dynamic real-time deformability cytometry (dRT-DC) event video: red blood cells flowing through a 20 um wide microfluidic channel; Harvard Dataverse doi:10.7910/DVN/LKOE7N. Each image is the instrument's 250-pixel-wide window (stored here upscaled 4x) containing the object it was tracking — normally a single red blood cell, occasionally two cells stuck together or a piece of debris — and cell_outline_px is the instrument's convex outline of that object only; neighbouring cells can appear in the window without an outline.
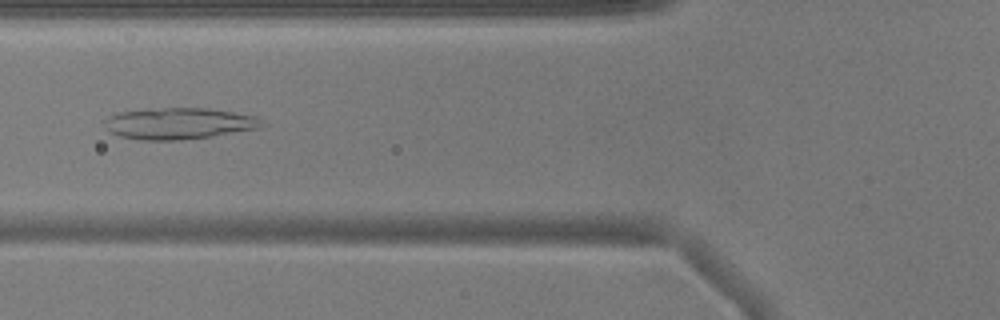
{"species": "common noctule bat (a hibernating species)", "species_latin": "Nyctalus noctula", "temperature_condition": "warm", "stored_images_in_passage": 38, "camera_frame_rate_fps": 3000, "um_per_image_px": 0.085, "animal": {"sex": "male", "body_mass_g": 17.9}, "frame": {"image": 1, "passage_image": 6, "time_ms": 1.667, "image_size_px": [1000, 320], "cell_outline_px": [[264, 124], [260, 128], [212, 136], [180, 140], [144, 140], [120, 136], [112, 132], [104, 124], [112, 116], [120, 112], [164, 108], [208, 108], [256, 116]], "centroid_in_image_um": [15.27, 10.5], "position_along_channel_um": 110.5, "area_um2": 28.21}}
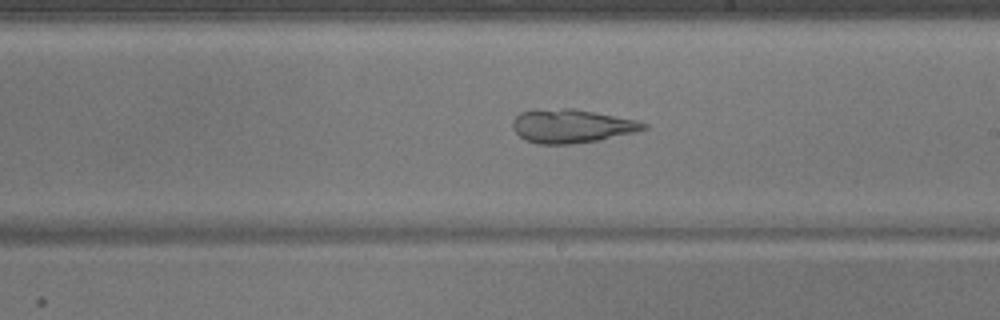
{"frame": {"image": 2, "passage_image": 16, "time_ms": 5.0, "image_size_px": [1000, 320], "cell_outline_px": [[648, 128], [636, 132], [600, 140], [572, 144], [540, 144], [528, 140], [520, 136], [512, 128], [512, 120], [520, 112], [536, 108], [572, 108], [636, 120], [648, 124]], "centroid_in_image_um": [48.57, 10.7], "position_along_channel_um": 240.4, "area_um2": 25.78}}
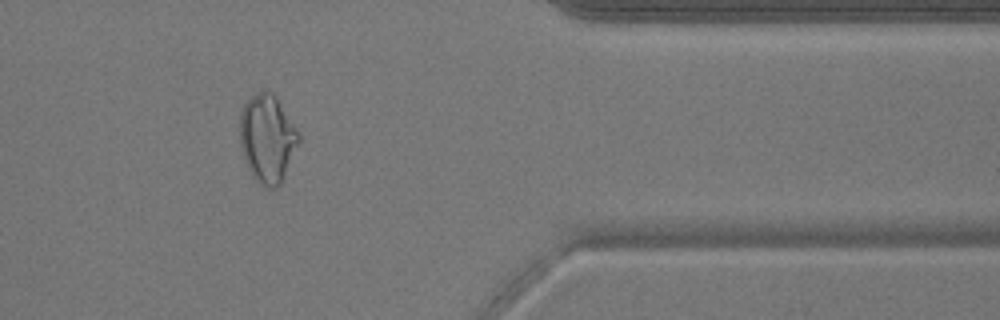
{"frame": {"image": 3, "passage_image": 29, "time_ms": 9.333, "image_size_px": [1000, 320], "cell_outline_px": [[300, 140], [284, 176], [280, 184], [276, 188], [264, 188], [252, 176], [248, 168], [240, 144], [240, 112], [248, 96], [264, 88], [268, 88], [276, 96], [300, 132]], "centroid_in_image_um": [22.72, 11.72], "position_along_channel_um": 388.7, "area_um2": 30.63}, "authors_computed_cell_mechanics": {"area_um2": 28.4087, "velocity_mm_per_s": 3.8869, "shape_relaxation_time_tau1_ms": null, "shape_relaxation_time_tau2_ms": 2.9168, "deformation_change_tau1": null, "deformation_change_tau2": 0.1054}}